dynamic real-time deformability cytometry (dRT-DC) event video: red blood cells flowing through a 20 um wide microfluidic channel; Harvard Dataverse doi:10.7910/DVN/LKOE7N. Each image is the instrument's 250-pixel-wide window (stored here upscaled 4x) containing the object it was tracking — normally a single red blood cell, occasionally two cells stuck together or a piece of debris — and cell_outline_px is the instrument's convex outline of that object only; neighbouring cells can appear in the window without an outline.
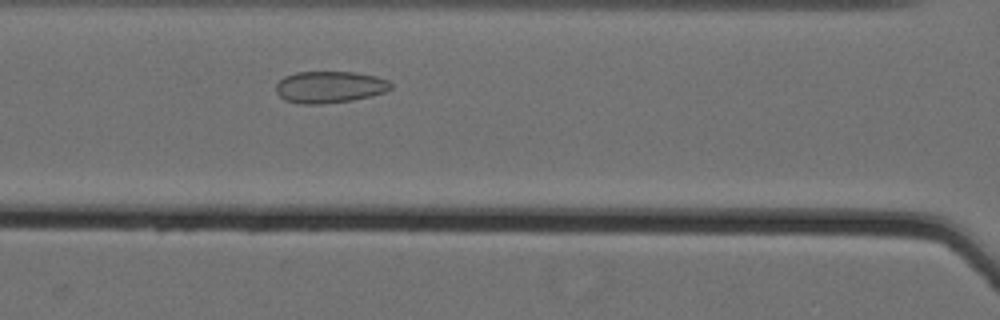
{"species": "Egyptian fruit bat (a non-hibernating species)", "species_latin": "Rousettus aegyptiacus", "temperature_condition": "cold", "stored_images_in_passage": 35, "camera_frame_rate_fps": 3000, "um_per_image_px": 0.085, "animal": {"sex": "female"}, "frame": {"image": 1, "passage_image": 12, "time_ms": 3.667, "image_size_px": [1000, 320], "cell_outline_px": [[392, 88], [384, 92], [372, 96], [352, 100], [324, 104], [300, 104], [284, 100], [276, 92], [276, 84], [284, 76], [296, 72], [352, 72], [376, 76], [388, 80], [392, 84]], "centroid_in_image_um": [28.01, 7.4], "position_along_channel_um": 138.6, "area_um2": 21.39}}
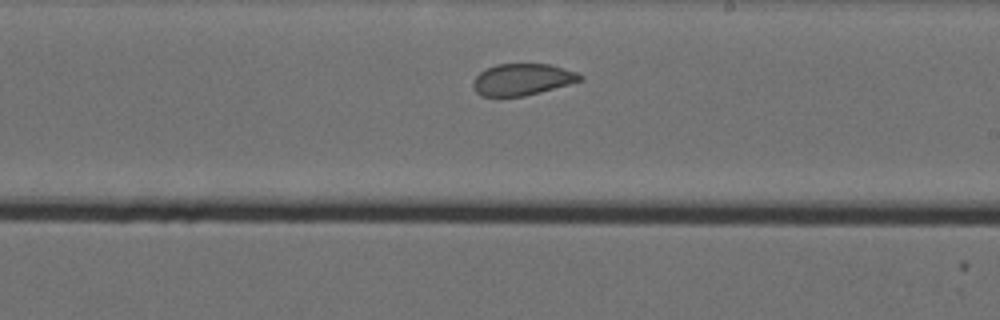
{"frame": {"image": 2, "passage_image": 21, "time_ms": 6.667, "image_size_px": [1000, 320], "cell_outline_px": [[584, 80], [540, 92], [524, 96], [480, 96], [476, 92], [472, 84], [476, 76], [480, 72], [496, 64], [548, 64], [576, 72], [584, 76]], "centroid_in_image_um": [44.4, 6.76], "position_along_channel_um": 244.6, "area_um2": 19.59}}
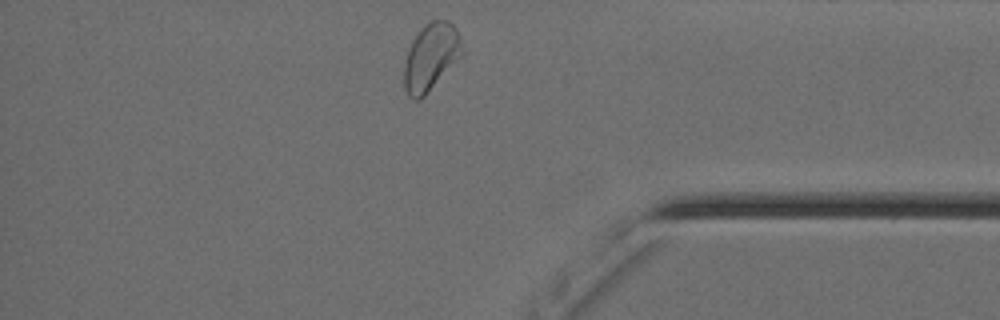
{"frame": {"image": 3, "passage_image": 35, "time_ms": 11.333, "image_size_px": [1000, 320], "cell_outline_px": [[464, 52], [424, 96], [420, 100], [412, 100], [408, 96], [404, 88], [404, 60], [412, 40], [420, 28], [424, 24], [432, 20], [448, 20], [456, 28]], "centroid_in_image_um": [36.59, 4.83], "position_along_channel_um": 398.6, "area_um2": 22.6}, "authors_computed_cell_mechanics": {"area_um2": 20.9814, "velocity_mm_per_s": 3.5445, "shape_relaxation_time_tau1_ms": null, "shape_relaxation_time_tau2_ms": 0.9766, "deformation_change_tau1": null, "deformation_change_tau2": 0.0548}}